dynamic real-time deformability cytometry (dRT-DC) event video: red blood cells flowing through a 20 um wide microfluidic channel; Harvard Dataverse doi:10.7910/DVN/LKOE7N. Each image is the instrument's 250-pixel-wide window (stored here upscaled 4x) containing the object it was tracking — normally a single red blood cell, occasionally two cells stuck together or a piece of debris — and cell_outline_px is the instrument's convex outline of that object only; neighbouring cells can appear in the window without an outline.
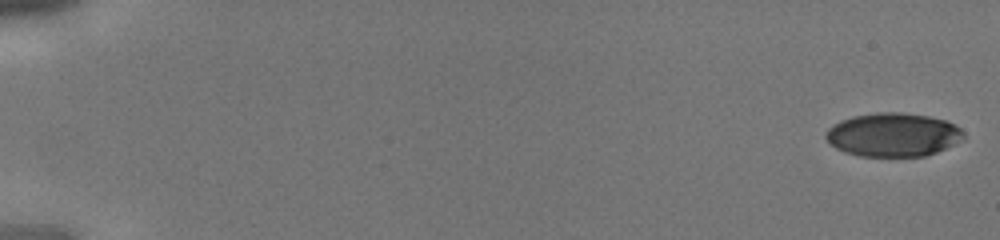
{"species": "human", "species_latin": "Homo sapiens", "temperature_condition": "cold", "stored_images_in_passage": 42, "camera_frame_rate_fps": 3000, "um_per_image_px": 0.085, "donor": {"sex": "male"}, "frame": {"image": 1, "passage_image": 1, "time_ms": 0.0, "image_size_px": [1000, 240], "cell_outline_px": [[964, 140], [936, 152], [924, 156], [860, 156], [844, 152], [836, 148], [824, 136], [824, 132], [832, 124], [840, 120], [852, 116], [876, 112], [900, 112], [928, 116], [944, 120], [956, 124], [964, 132]], "centroid_in_image_um": [75.9, 11.44], "position_along_channel_um": 9.1, "area_um2": 35.26}}
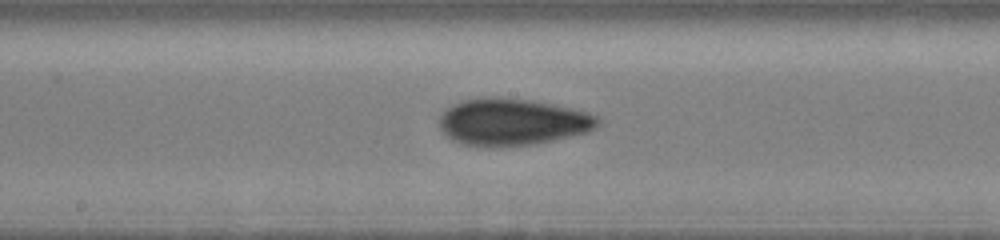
{"frame": {"image": 2, "passage_image": 24, "time_ms": 7.667, "image_size_px": [1000, 240], "cell_outline_px": [[600, 124], [596, 128], [588, 132], [552, 140], [532, 144], [500, 148], [464, 144], [452, 140], [440, 128], [440, 116], [452, 104], [464, 100], [532, 100], [572, 108], [588, 112], [600, 116]], "centroid_in_image_um": [43.62, 10.41], "position_along_channel_um": 204.6, "area_um2": 42.54}}
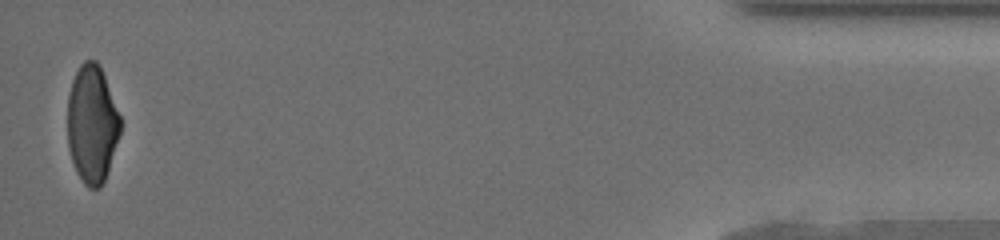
{"frame": {"image": 3, "passage_image": 42, "time_ms": 13.667, "image_size_px": [1000, 240], "cell_outline_px": [[120, 132], [104, 180], [100, 188], [88, 188], [84, 184], [76, 172], [68, 148], [68, 96], [72, 80], [80, 64], [84, 60], [96, 60], [100, 64], [120, 116]], "centroid_in_image_um": [7.81, 10.52], "position_along_channel_um": 427.4, "area_um2": 36.07}}